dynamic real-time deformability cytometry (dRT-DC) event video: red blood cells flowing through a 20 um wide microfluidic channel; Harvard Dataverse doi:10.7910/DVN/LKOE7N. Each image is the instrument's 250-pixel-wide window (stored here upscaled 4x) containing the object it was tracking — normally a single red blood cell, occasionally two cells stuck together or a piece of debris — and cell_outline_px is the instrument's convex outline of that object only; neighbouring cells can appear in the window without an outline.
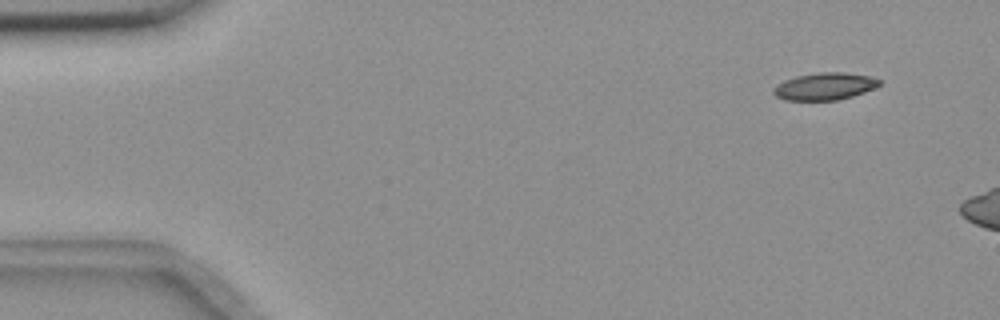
{"species": "common noctule bat (a hibernating species)", "species_latin": "Nyctalus noctula", "temperature_condition": "room temperature", "stored_images_in_passage": 3, "camera_frame_rate_fps": 3000, "um_per_image_px": 0.085, "animal": {"sex": "female", "body_mass_g": 18.4}, "frame": {"image": 1, "passage_image": 1, "time_ms": 0.0, "image_size_px": [1000, 320], "cell_outline_px": [[880, 84], [864, 92], [852, 96], [836, 100], [784, 100], [776, 96], [772, 92], [772, 88], [776, 84], [784, 80], [796, 76], [820, 72], [844, 72], [868, 76], [880, 80]], "centroid_in_image_um": [70.03, 7.34], "position_along_channel_um": 15.0, "area_um2": 16.7}}